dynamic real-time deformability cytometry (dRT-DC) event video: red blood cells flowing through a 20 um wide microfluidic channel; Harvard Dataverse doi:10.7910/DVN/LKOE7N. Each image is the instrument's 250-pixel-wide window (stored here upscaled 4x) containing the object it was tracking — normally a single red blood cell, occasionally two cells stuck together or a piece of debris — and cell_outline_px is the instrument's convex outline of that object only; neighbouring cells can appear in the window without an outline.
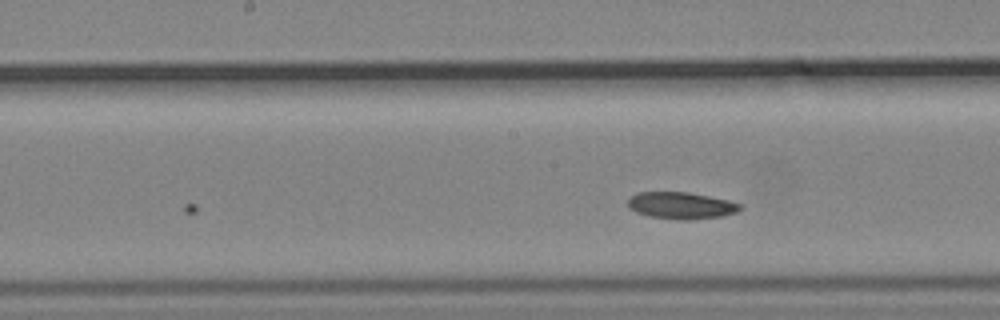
{"species": "common noctule bat (a hibernating species)", "species_latin": "Nyctalus noctula", "temperature_condition": "cold", "stored_images_in_passage": 12, "camera_frame_rate_fps": 3000, "um_per_image_px": 0.085, "animal": {"sex": "male", "body_mass_g": 19.2, "forearm_length_mm": 51.8}, "frame": {"image": 1, "passage_image": 12, "time_ms": 3.667, "image_size_px": [1000, 320], "cell_outline_px": [[744, 208], [736, 212], [720, 216], [648, 216], [636, 212], [628, 208], [628, 200], [636, 192], [688, 192], [728, 200], [744, 204]], "centroid_in_image_um": [57.89, 17.39], "position_along_channel_um": 190.3, "area_um2": 16.47}}